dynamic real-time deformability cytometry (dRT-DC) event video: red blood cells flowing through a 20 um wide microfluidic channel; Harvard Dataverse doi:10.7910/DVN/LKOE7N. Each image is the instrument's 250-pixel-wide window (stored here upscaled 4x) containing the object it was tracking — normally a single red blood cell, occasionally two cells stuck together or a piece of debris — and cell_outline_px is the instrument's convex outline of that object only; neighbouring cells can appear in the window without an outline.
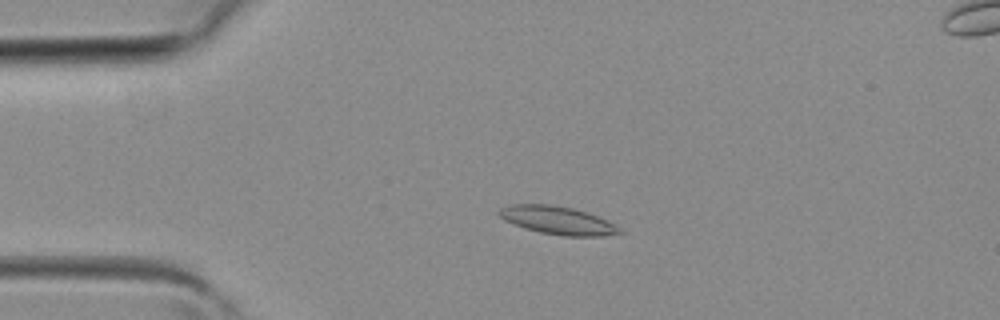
{"species": "common noctule bat (a hibernating species)", "species_latin": "Nyctalus noctula", "temperature_condition": "room temperature", "stored_images_in_passage": 3, "camera_frame_rate_fps": 3000, "um_per_image_px": 0.085, "animal": {"sex": "female", "body_mass_g": 19.3, "forearm_length_mm": 54.1}, "frame": {"image": 1, "passage_image": 2, "time_ms": 0.333, "image_size_px": [1000, 320], "cell_outline_px": [[624, 232], [604, 236], [564, 236], [540, 232], [524, 228], [504, 220], [496, 212], [500, 208], [508, 204], [548, 204], [572, 208], [608, 220], [620, 228]], "centroid_in_image_um": [47.37, 18.73], "position_along_channel_um": 37.6, "area_um2": 19.65}}